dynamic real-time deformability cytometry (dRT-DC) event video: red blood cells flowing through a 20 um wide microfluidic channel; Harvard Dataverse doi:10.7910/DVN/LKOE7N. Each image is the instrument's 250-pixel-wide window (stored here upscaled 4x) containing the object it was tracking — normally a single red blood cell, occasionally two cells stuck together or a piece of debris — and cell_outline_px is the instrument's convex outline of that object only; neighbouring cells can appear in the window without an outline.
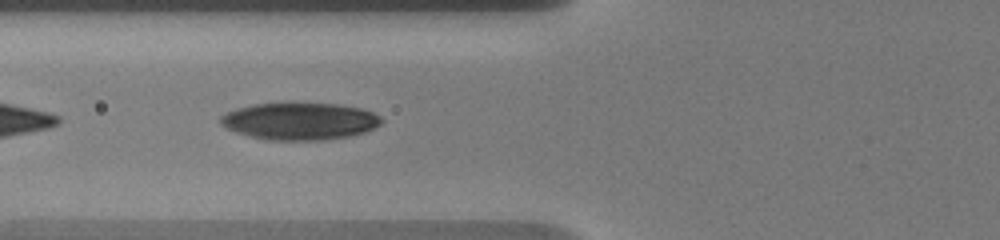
{"species": "human", "species_latin": "Homo sapiens", "temperature_condition": "warm", "stored_images_in_passage": 26, "camera_frame_rate_fps": 3000, "um_per_image_px": 0.085, "donor": {"sex": "male"}, "frame": {"image": 1, "passage_image": 6, "time_ms": 1.333, "image_size_px": [1000, 240], "cell_outline_px": [[384, 120], [380, 124], [364, 132], [352, 136], [324, 140], [268, 140], [236, 132], [220, 124], [220, 116], [236, 108], [252, 104], [336, 104], [360, 108], [372, 112], [380, 116]], "centroid_in_image_um": [25.49, 10.31], "position_along_channel_um": 100.3, "area_um2": 34.51}}
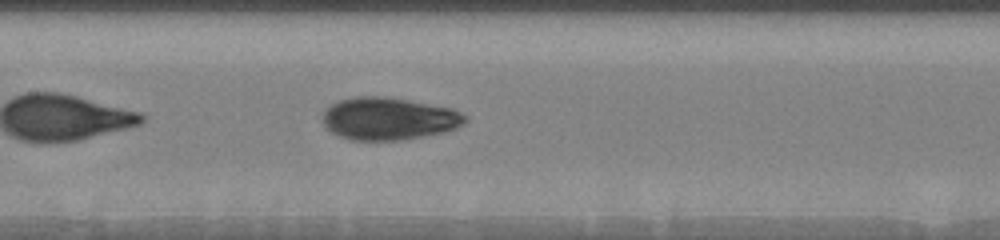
{"frame": {"image": 2, "passage_image": 12, "time_ms": 3.333, "image_size_px": [1000, 240], "cell_outline_px": [[468, 120], [464, 124], [456, 128], [444, 132], [400, 140], [352, 140], [340, 136], [324, 128], [324, 108], [340, 100], [356, 96], [384, 96], [408, 100], [452, 108], [468, 116]], "centroid_in_image_um": [33.05, 10.08], "position_along_channel_um": 174.3, "area_um2": 35.32}}
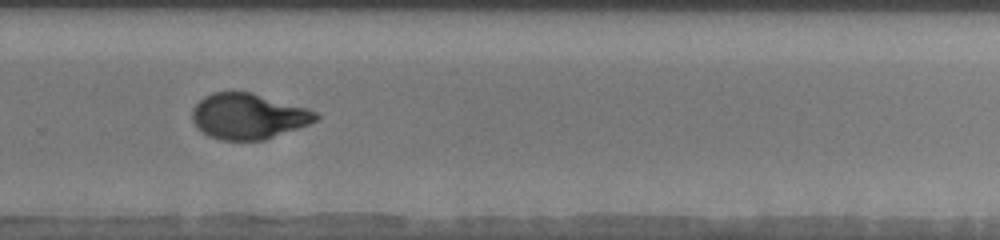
{"frame": {"image": 3, "passage_image": 18, "time_ms": 7.0, "image_size_px": [1000, 240], "cell_outline_px": [[320, 116], [316, 120], [308, 124], [264, 140], [220, 140], [208, 136], [196, 128], [192, 120], [192, 108], [204, 96], [212, 92], [252, 92], [308, 108], [320, 112]], "centroid_in_image_um": [21.09, 9.88], "position_along_channel_um": 308.7, "area_um2": 33.06}, "authors_computed_cell_mechanics": {"area_um2": 34.68, "velocity_mm_per_s": 3.6911, "shape_relaxation_time_tau1_ms": 4.807, "shape_relaxation_time_tau2_ms": 1.7404, "deformation_change_tau1": 0.1932, "deformation_change_tau2": 0.0552}}